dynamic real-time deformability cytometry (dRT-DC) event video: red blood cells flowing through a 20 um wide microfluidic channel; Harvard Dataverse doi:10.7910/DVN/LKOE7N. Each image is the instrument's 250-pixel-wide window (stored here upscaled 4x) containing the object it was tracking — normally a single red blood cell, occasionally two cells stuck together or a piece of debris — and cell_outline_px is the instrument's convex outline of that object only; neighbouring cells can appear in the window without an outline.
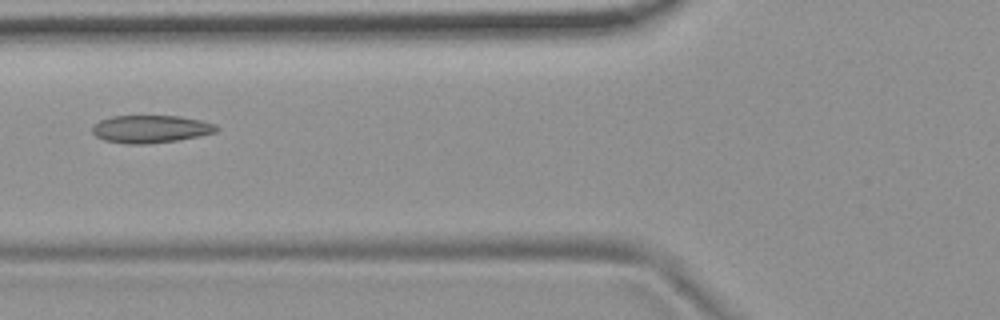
{"species": "common noctule bat (a hibernating species)", "species_latin": "Nyctalus noctula", "temperature_condition": "room temperature", "stored_images_in_passage": 7, "camera_frame_rate_fps": 3000, "um_per_image_px": 0.085, "animal": {"sex": "female", "body_mass_g": 19.9}, "frame": {"image": 1, "passage_image": 6, "time_ms": 1.667, "image_size_px": [1000, 320], "cell_outline_px": [[220, 128], [216, 132], [200, 136], [176, 140], [148, 144], [128, 144], [104, 140], [96, 136], [92, 132], [92, 128], [100, 120], [112, 116], [180, 116], [200, 120], [216, 124]], "centroid_in_image_um": [12.83, 10.97], "position_along_channel_um": 113.0, "area_um2": 20.0}}
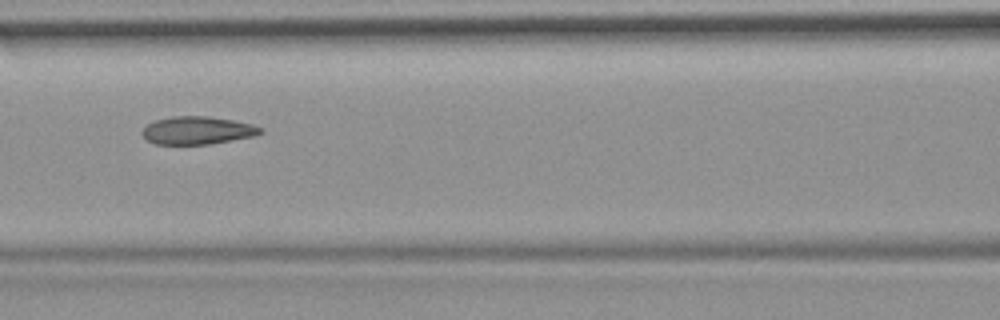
{"frame": {"image": 2, "passage_image": 7, "time_ms": 2.0, "image_size_px": [1000, 320], "cell_outline_px": [[264, 132], [256, 136], [208, 144], [156, 144], [148, 140], [140, 132], [148, 124], [156, 120], [172, 116], [208, 116], [232, 120], [252, 124], [264, 128]], "centroid_in_image_um": [16.82, 11.08], "position_along_channel_um": 149.8, "area_um2": 19.19}}